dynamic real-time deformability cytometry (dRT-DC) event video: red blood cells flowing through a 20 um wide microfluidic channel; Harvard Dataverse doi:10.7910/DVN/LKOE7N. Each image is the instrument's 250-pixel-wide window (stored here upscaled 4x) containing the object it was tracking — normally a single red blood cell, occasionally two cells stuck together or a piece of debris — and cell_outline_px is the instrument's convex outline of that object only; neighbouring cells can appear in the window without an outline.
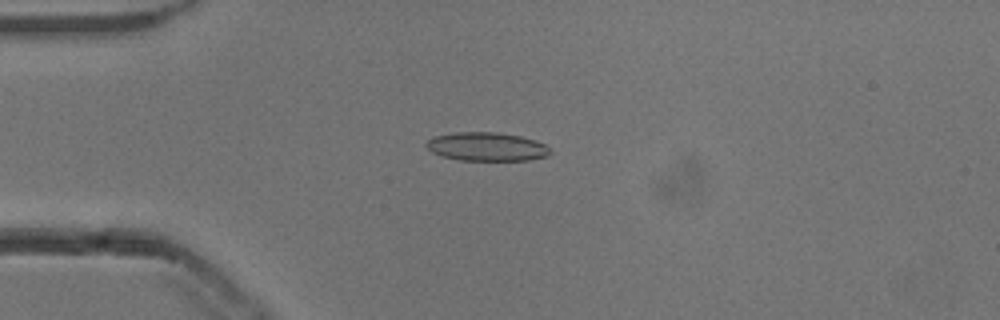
{"species": "common noctule bat (a hibernating species)", "species_latin": "Nyctalus noctula", "temperature_condition": "cold", "stored_images_in_passage": 54, "camera_frame_rate_fps": 3000, "um_per_image_px": 0.085, "animal": {"sex": "male", "body_mass_g": 13.3}, "frame": {"image": 1, "passage_image": 14, "time_ms": 4.333, "image_size_px": [1000, 320], "cell_outline_px": [[552, 152], [548, 156], [528, 160], [460, 160], [444, 156], [432, 152], [424, 144], [428, 140], [436, 136], [456, 132], [496, 132], [520, 136], [536, 140], [544, 144]], "centroid_in_image_um": [41.39, 12.46], "position_along_channel_um": 43.6, "area_um2": 20.52}}
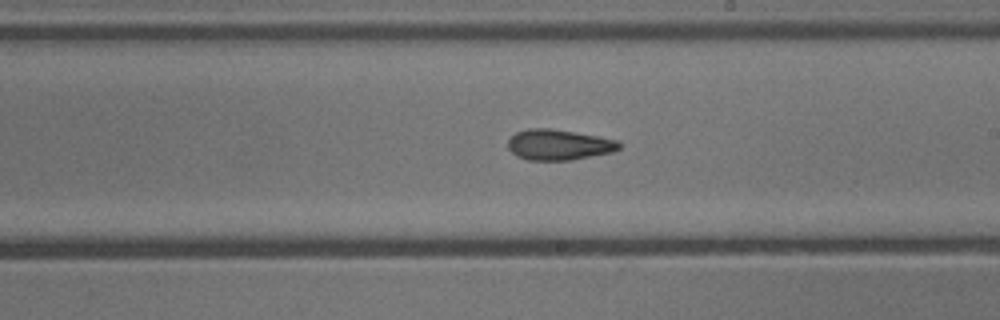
{"frame": {"image": 2, "passage_image": 31, "time_ms": 10.0, "image_size_px": [1000, 320], "cell_outline_px": [[620, 148], [612, 152], [572, 160], [528, 160], [516, 156], [508, 148], [508, 140], [516, 132], [528, 128], [548, 128], [596, 136], [616, 140], [620, 144]], "centroid_in_image_um": [47.46, 12.31], "position_along_channel_um": 241.5, "area_um2": 19.65}}
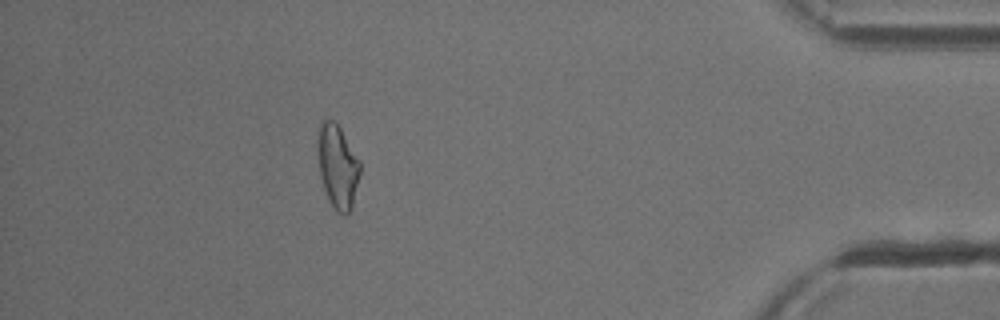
{"frame": {"image": 3, "passage_image": 48, "time_ms": 15.667, "image_size_px": [1000, 320], "cell_outline_px": [[360, 172], [352, 208], [344, 216], [336, 212], [324, 188], [320, 176], [316, 148], [316, 128], [320, 120], [332, 120], [340, 128], [360, 160]], "centroid_in_image_um": [28.66, 14.09], "position_along_channel_um": 406.5, "area_um2": 20.92}, "authors_computed_cell_mechanics": {"area_um2": 20.1722, "velocity_mm_per_s": 3.8472, "shape_relaxation_time_tau1_ms": 6.9771, "shape_relaxation_time_tau2_ms": 2.6055, "deformation_change_tau1": 0.1847, "deformation_change_tau2": 0.1103}}